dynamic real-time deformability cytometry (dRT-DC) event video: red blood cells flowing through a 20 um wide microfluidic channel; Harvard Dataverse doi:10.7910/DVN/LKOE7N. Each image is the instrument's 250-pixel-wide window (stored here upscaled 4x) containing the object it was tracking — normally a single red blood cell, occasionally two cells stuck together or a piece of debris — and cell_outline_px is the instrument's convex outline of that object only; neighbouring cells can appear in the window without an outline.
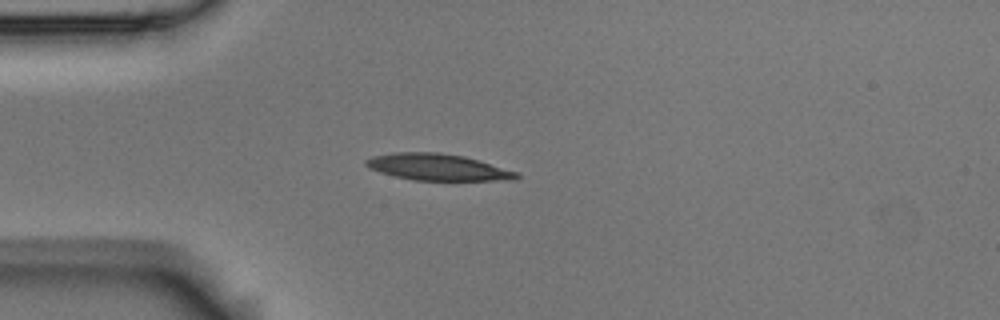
{"species": "Egyptian fruit bat (a non-hibernating species)", "species_latin": "Rousettus aegyptiacus", "temperature_condition": "room temperature", "stored_images_in_passage": 4, "camera_frame_rate_fps": 3000, "um_per_image_px": 0.085, "animal": {"sex": "male"}, "frame": {"image": 1, "passage_image": 3, "time_ms": 0.667, "image_size_px": [1000, 320], "cell_outline_px": [[520, 176], [516, 180], [412, 180], [380, 172], [368, 168], [364, 164], [364, 160], [372, 156], [396, 152], [436, 152], [464, 156], [480, 160], [520, 172]], "centroid_in_image_um": [37.24, 14.2], "position_along_channel_um": 47.8, "area_um2": 23.47}}